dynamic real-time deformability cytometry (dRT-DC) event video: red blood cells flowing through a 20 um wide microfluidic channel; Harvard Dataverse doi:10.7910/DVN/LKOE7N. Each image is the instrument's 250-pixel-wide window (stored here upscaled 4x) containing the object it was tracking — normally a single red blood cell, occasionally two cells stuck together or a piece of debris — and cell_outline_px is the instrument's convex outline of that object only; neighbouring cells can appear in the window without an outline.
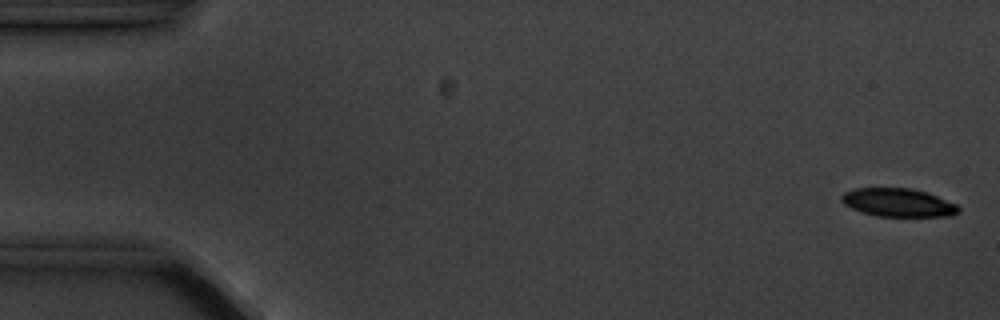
{"species": "common noctule bat (a hibernating species)", "species_latin": "Nyctalus noctula", "temperature_condition": "cold", "stored_images_in_passage": 4, "camera_frame_rate_fps": 3000, "um_per_image_px": 0.085, "animal": {"sex": "male", "body_mass_g": 20.1, "forearm_length_mm": 53.5}, "frame": {"image": 1, "passage_image": 1, "time_ms": 0.0, "image_size_px": [1000, 320], "cell_outline_px": [[960, 212], [952, 216], [876, 216], [860, 212], [844, 204], [840, 200], [840, 196], [844, 192], [852, 188], [912, 188], [936, 196], [956, 204], [960, 208]], "centroid_in_image_um": [76.3, 17.22], "position_along_channel_um": 8.7, "area_um2": 19.36}}
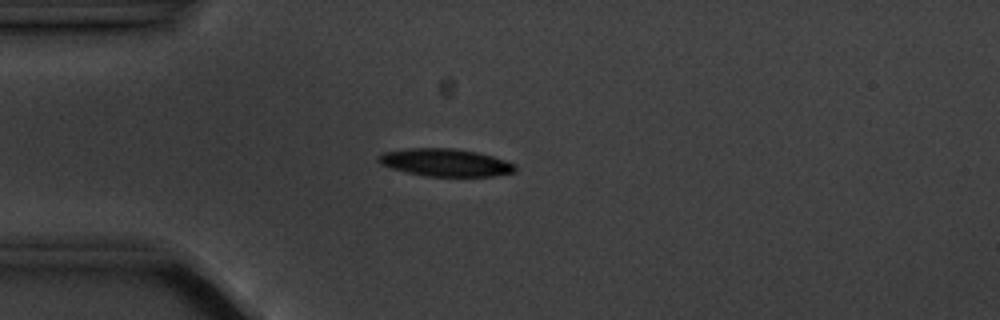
{"frame": {"image": 2, "passage_image": 4, "time_ms": 4.333, "image_size_px": [1000, 320], "cell_outline_px": [[516, 168], [512, 172], [492, 176], [428, 176], [408, 172], [392, 168], [380, 164], [376, 160], [376, 156], [384, 152], [408, 148], [452, 148], [476, 152], [492, 156], [516, 164]], "centroid_in_image_um": [37.82, 13.81], "position_along_channel_um": 47.2, "area_um2": 21.79}}